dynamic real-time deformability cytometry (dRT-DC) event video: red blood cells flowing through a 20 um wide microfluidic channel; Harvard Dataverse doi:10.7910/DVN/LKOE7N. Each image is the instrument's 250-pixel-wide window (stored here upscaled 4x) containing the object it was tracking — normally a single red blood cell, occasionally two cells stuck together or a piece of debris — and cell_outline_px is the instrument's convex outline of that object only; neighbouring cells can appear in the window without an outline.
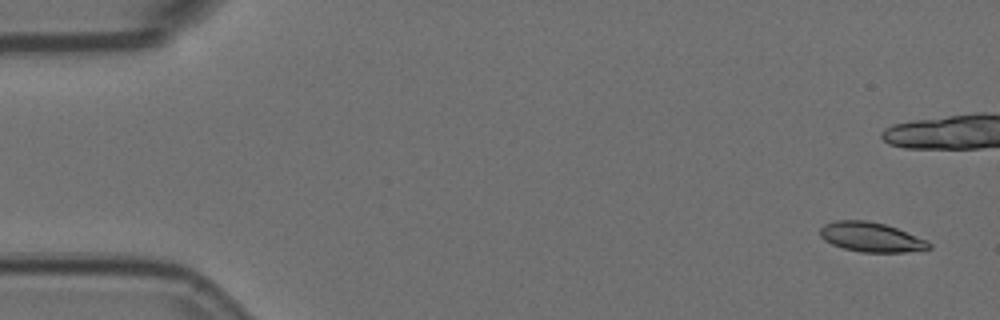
{"species": "Egyptian fruit bat (a non-hibernating species)", "species_latin": "Rousettus aegyptiacus", "temperature_condition": "room temperature", "stored_images_in_passage": 8, "camera_frame_rate_fps": 3000, "um_per_image_px": 0.085, "animal": {"sex": "female"}, "frame": {"image": 1, "passage_image": 1, "time_ms": 0.0, "image_size_px": [1000, 320], "cell_outline_px": [[932, 248], [924, 252], [860, 252], [844, 248], [832, 244], [824, 240], [820, 236], [820, 228], [824, 224], [836, 220], [864, 220], [884, 224], [896, 228], [928, 240], [932, 244]], "centroid_in_image_um": [74.11, 20.17], "position_along_channel_um": 10.9, "area_um2": 19.02}}
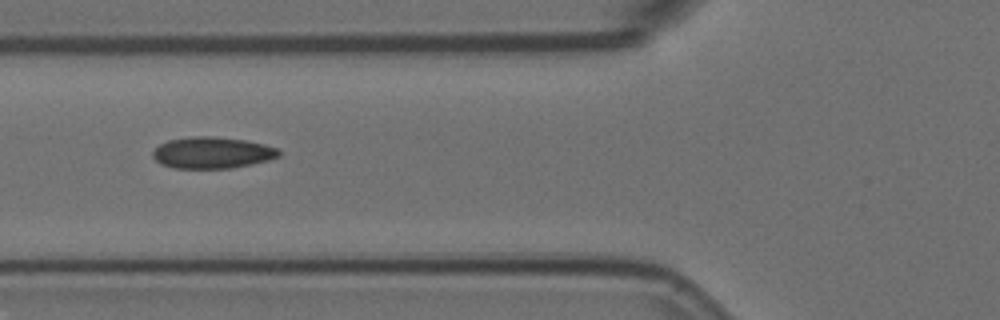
{"frame": {"image": 2, "passage_image": 7, "time_ms": 2.0, "image_size_px": [1000, 320], "cell_outline_px": [[280, 156], [268, 160], [252, 164], [228, 168], [172, 168], [160, 164], [152, 156], [152, 152], [160, 144], [168, 140], [192, 136], [212, 136], [244, 140], [264, 144], [276, 148], [280, 152]], "centroid_in_image_um": [18.01, 12.98], "position_along_channel_um": 107.8, "area_um2": 23.06}}
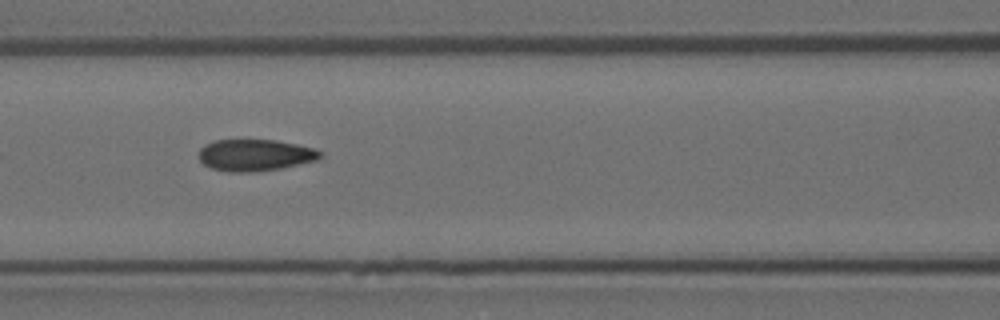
{"frame": {"image": 3, "passage_image": 8, "time_ms": 2.333, "image_size_px": [1000, 320], "cell_outline_px": [[324, 156], [316, 160], [280, 168], [256, 172], [228, 172], [212, 168], [204, 164], [200, 160], [200, 148], [204, 144], [216, 140], [276, 140], [316, 148], [324, 152]], "centroid_in_image_um": [21.72, 13.18], "position_along_channel_um": 144.9, "area_um2": 22.48}}